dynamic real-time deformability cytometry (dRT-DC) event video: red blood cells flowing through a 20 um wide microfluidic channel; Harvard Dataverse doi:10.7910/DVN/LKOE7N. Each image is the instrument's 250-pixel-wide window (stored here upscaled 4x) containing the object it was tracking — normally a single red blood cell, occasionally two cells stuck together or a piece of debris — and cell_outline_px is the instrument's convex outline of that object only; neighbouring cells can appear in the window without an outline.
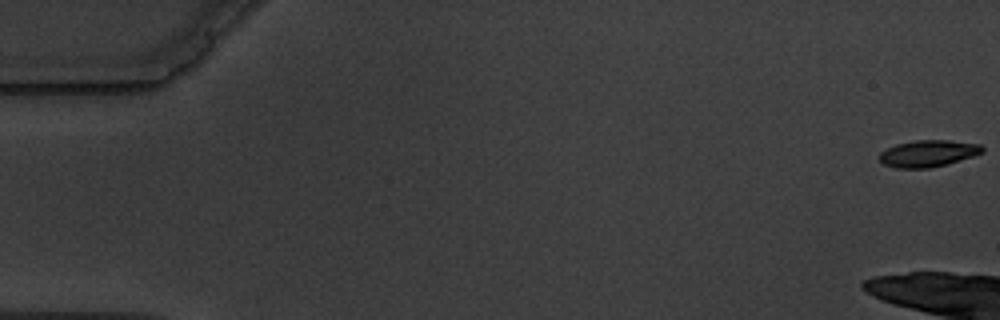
{"species": "common noctule bat (a hibernating species)", "species_latin": "Nyctalus noctula", "temperature_condition": "warm", "stored_images_in_passage": 3, "camera_frame_rate_fps": 3000, "um_per_image_px": 0.085, "animal": {"sex": "male", "body_mass_g": 19.5, "forearm_length_mm": 54.6}, "frame": {"image": 1, "passage_image": 1, "time_ms": 0.0, "image_size_px": [1000, 320], "cell_outline_px": [[984, 152], [948, 164], [928, 168], [896, 168], [884, 164], [880, 160], [880, 152], [896, 144], [916, 140], [948, 140], [980, 144], [984, 148]], "centroid_in_image_um": [78.9, 13.04], "position_along_channel_um": 6.1, "area_um2": 15.95}}